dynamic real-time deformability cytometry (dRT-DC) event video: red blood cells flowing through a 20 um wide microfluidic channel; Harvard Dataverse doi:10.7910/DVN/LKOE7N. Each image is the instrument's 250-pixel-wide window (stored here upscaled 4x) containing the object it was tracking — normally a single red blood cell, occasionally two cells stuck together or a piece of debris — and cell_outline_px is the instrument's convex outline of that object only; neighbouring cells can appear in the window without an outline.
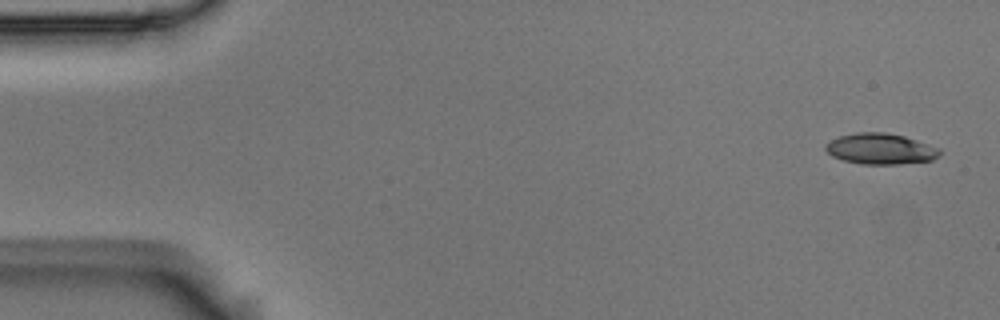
{"species": "Egyptian fruit bat (a non-hibernating species)", "species_latin": "Rousettus aegyptiacus", "temperature_condition": "room temperature", "stored_images_in_passage": 7, "camera_frame_rate_fps": 3000, "um_per_image_px": 0.085, "animal": {"sex": "male"}, "frame": {"image": 1, "passage_image": 1, "time_ms": 0.0, "image_size_px": [1000, 320], "cell_outline_px": [[940, 156], [932, 160], [896, 164], [864, 164], [844, 160], [832, 156], [824, 148], [824, 144], [840, 136], [860, 132], [884, 132], [904, 136], [940, 148]], "centroid_in_image_um": [74.85, 12.65], "position_along_channel_um": 10.2, "area_um2": 20.35}}
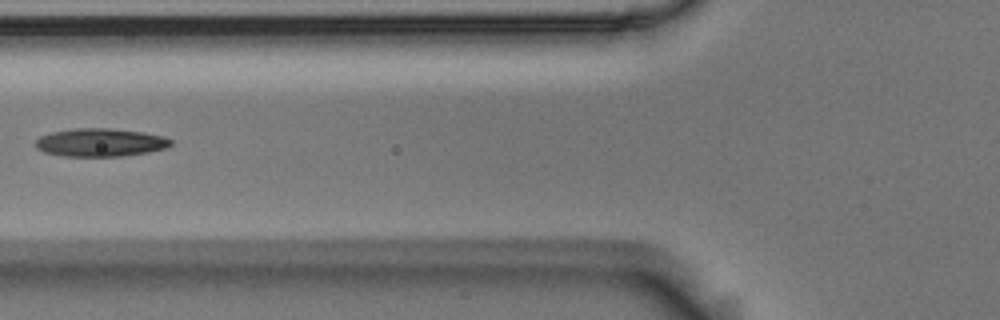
{"frame": {"image": 2, "passage_image": 6, "time_ms": 1.667, "image_size_px": [1000, 320], "cell_outline_px": [[172, 144], [164, 148], [148, 152], [120, 156], [64, 156], [44, 152], [36, 148], [36, 140], [40, 136], [52, 132], [72, 128], [108, 128], [140, 132], [164, 136], [172, 140]], "centroid_in_image_um": [8.5, 12.1], "position_along_channel_um": 117.3, "area_um2": 22.02}}
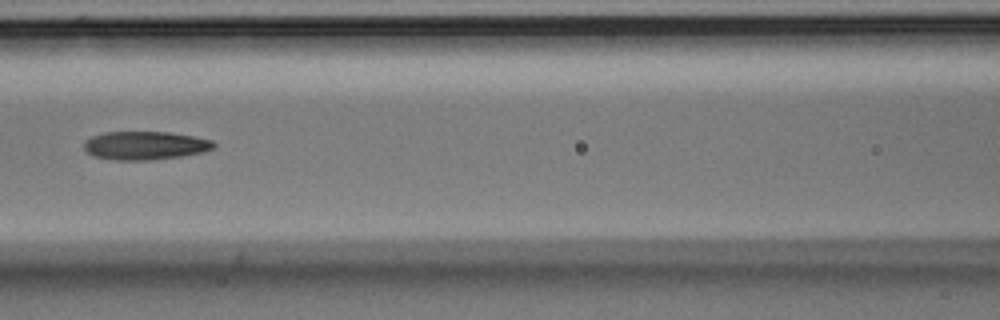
{"frame": {"image": 3, "passage_image": 7, "time_ms": 2.0, "image_size_px": [1000, 320], "cell_outline_px": [[216, 144], [212, 148], [200, 152], [180, 156], [152, 160], [112, 160], [92, 156], [84, 148], [84, 140], [92, 136], [104, 132], [168, 132], [192, 136], [212, 140]], "centroid_in_image_um": [12.27, 12.37], "position_along_channel_um": 154.3, "area_um2": 21.39}}